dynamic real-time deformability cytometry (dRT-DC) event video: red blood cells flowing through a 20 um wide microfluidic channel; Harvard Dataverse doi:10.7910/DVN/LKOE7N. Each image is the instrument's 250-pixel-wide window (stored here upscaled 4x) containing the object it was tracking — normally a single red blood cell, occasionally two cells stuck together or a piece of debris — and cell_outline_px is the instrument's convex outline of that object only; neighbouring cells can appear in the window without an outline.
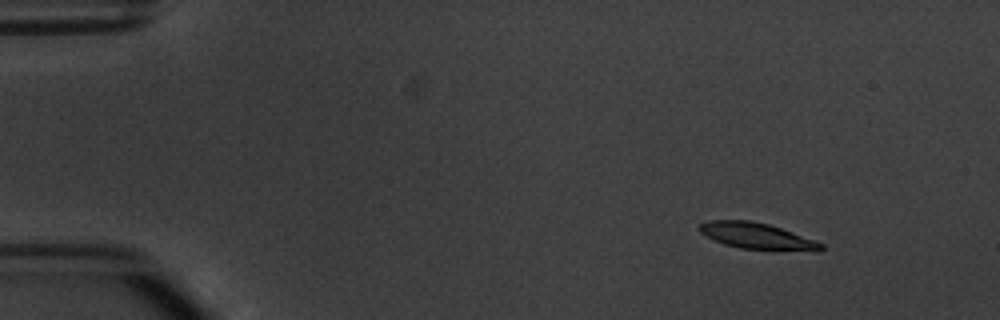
{"species": "common noctule bat (a hibernating species)", "species_latin": "Nyctalus noctula", "temperature_condition": "warm", "stored_images_in_passage": 10, "camera_frame_rate_fps": 3000, "um_per_image_px": 0.085, "animal": {"sex": "male", "body_mass_g": 20.1, "forearm_length_mm": 53.5}, "frame": {"image": 1, "passage_image": 2, "time_ms": 1.0, "image_size_px": [1000, 320], "cell_outline_px": [[824, 248], [820, 252], [816, 252], [740, 248], [724, 244], [712, 240], [700, 232], [696, 228], [700, 224], [708, 220], [748, 220], [768, 224], [780, 228], [824, 244]], "centroid_in_image_um": [64.32, 20.07], "position_along_channel_um": 20.7, "area_um2": 18.67}}
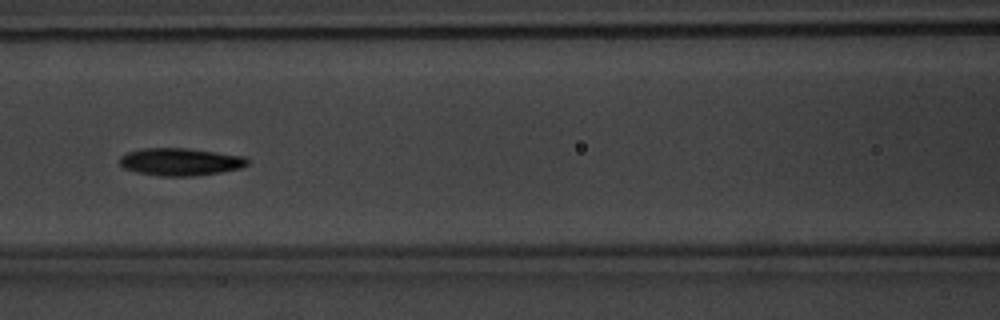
{"frame": {"image": 2, "passage_image": 7, "time_ms": 7.0, "image_size_px": [1000, 320], "cell_outline_px": [[248, 164], [240, 168], [220, 172], [192, 176], [156, 176], [136, 172], [124, 168], [120, 164], [120, 156], [128, 152], [144, 148], [188, 148], [244, 156], [248, 160]], "centroid_in_image_um": [15.31, 13.75], "position_along_channel_um": 151.3, "area_um2": 20.46}}
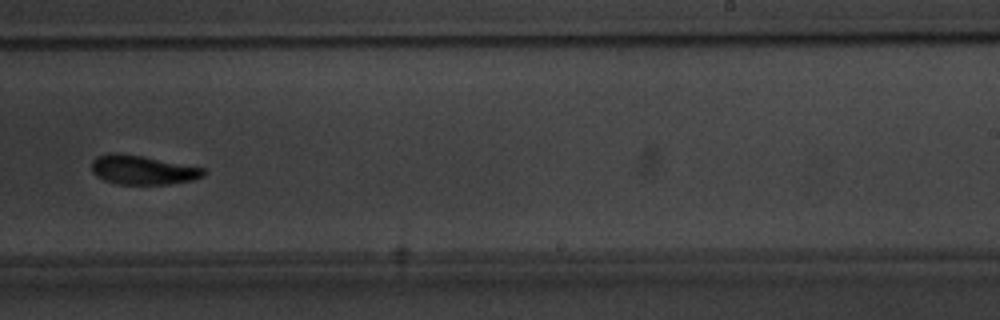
{"frame": {"image": 3, "passage_image": 10, "time_ms": 10.333, "image_size_px": [1000, 320], "cell_outline_px": [[204, 176], [192, 180], [168, 184], [116, 184], [104, 180], [96, 176], [92, 172], [92, 160], [96, 156], [108, 152], [116, 152], [140, 156], [204, 168]], "centroid_in_image_um": [12.05, 14.44], "position_along_channel_um": 276.9, "area_um2": 18.9}}